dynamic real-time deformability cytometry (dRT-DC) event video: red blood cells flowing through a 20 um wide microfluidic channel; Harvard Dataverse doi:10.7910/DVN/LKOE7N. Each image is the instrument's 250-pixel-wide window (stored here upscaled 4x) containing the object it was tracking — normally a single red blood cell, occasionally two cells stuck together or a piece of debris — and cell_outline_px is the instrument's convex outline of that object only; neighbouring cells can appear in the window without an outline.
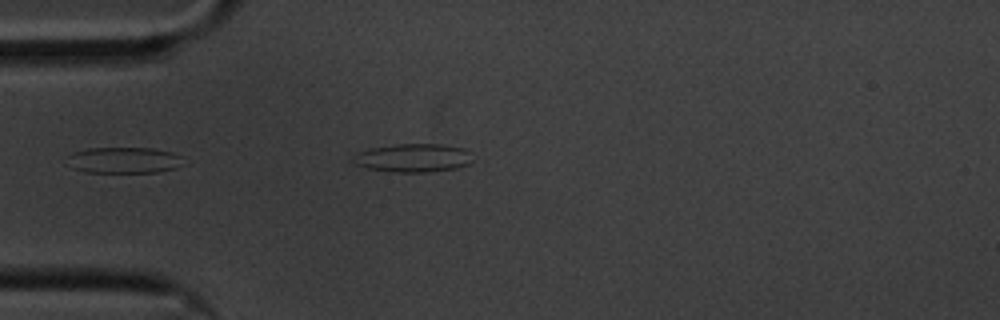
{"species": "common noctule bat (a hibernating species)", "species_latin": "Nyctalus noctula", "temperature_condition": "cold", "stored_images_in_passage": 3, "camera_frame_rate_fps": 3000, "um_per_image_px": 0.085, "animal": {"sex": "male", "body_mass_g": 20.1, "forearm_length_mm": 53.5}, "frame": {"image": 1, "passage_image": 1, "time_ms": 0.0, "image_size_px": [1000, 320], "cell_outline_px": [[180, 156], [176, 168], [156, 172], [84, 172], [72, 168], [64, 164], [68, 156], [76, 152], [88, 148], [152, 148], [172, 152]], "centroid_in_image_um": [10.42, 13.62], "position_along_channel_um": 74.6, "area_um2": 17.51}}